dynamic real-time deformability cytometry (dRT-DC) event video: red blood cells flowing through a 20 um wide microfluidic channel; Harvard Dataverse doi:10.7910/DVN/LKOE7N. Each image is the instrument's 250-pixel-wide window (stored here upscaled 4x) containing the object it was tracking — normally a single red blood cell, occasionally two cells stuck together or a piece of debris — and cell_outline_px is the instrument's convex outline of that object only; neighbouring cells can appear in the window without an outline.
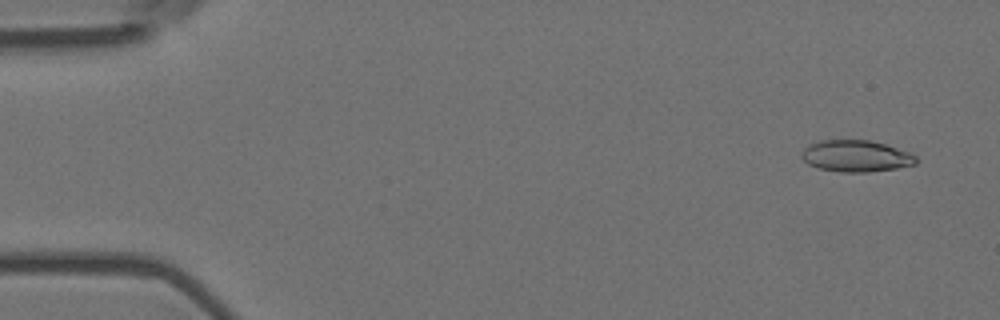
{"species": "Egyptian fruit bat (a non-hibernating species)", "species_latin": "Rousettus aegyptiacus", "temperature_condition": "room temperature", "stored_images_in_passage": 52, "camera_frame_rate_fps": 3000, "um_per_image_px": 0.085, "animal": {"sex": "female"}, "frame": {"image": 1, "passage_image": 3, "time_ms": 0.667, "image_size_px": [1000, 320], "cell_outline_px": [[916, 164], [896, 168], [868, 172], [840, 172], [820, 168], [808, 164], [800, 156], [800, 152], [808, 144], [820, 140], [868, 140], [884, 144], [908, 152], [916, 156]], "centroid_in_image_um": [72.71, 13.26], "position_along_channel_um": 12.3, "area_um2": 20.98}}
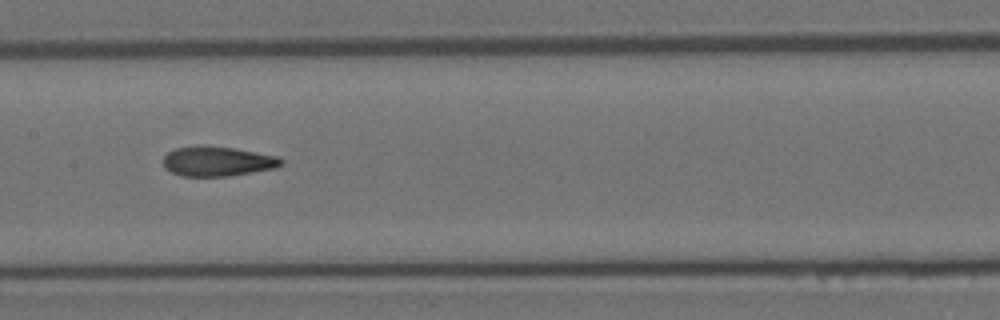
{"frame": {"image": 2, "passage_image": 27, "time_ms": 8.667, "image_size_px": [1000, 320], "cell_outline_px": [[284, 164], [276, 168], [228, 176], [180, 176], [164, 168], [164, 156], [168, 152], [176, 148], [196, 144], [204, 144], [232, 148], [280, 156], [284, 160]], "centroid_in_image_um": [18.5, 13.69], "position_along_channel_um": 188.9, "area_um2": 20.81}}
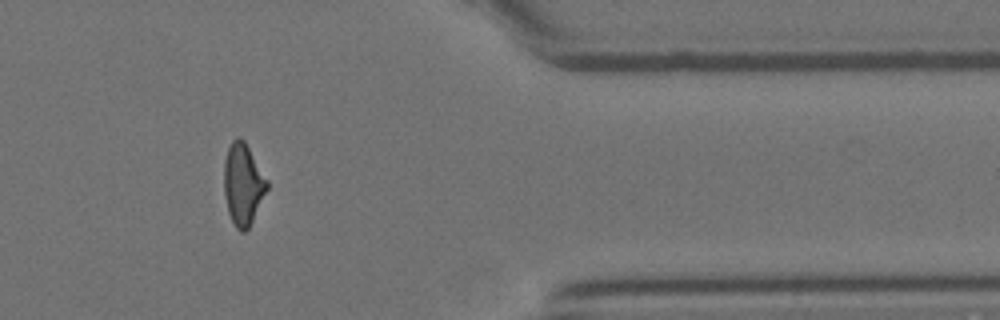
{"frame": {"image": 3, "passage_image": 45, "time_ms": 14.667, "image_size_px": [1000, 320], "cell_outline_px": [[268, 188], [248, 228], [244, 232], [240, 232], [236, 228], [228, 212], [224, 192], [224, 160], [228, 148], [232, 140], [236, 136], [240, 136], [244, 140], [268, 180]], "centroid_in_image_um": [20.65, 15.63], "position_along_channel_um": 390.8, "area_um2": 20.35}}